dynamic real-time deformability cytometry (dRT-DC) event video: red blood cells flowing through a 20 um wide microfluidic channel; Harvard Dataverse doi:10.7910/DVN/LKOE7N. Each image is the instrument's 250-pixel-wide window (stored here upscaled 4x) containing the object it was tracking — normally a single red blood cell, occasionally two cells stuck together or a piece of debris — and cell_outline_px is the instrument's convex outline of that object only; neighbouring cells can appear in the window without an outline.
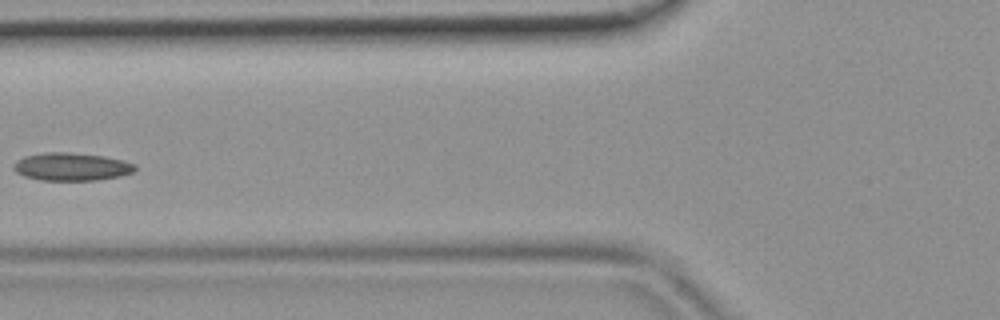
{"species": "common noctule bat (a hibernating species)", "species_latin": "Nyctalus noctula", "temperature_condition": "room temperature", "stored_images_in_passage": 5, "camera_frame_rate_fps": 3000, "um_per_image_px": 0.085, "animal": {"sex": "female", "body_mass_g": 19.9}, "frame": {"image": 1, "passage_image": 5, "time_ms": 1.333, "image_size_px": [1000, 320], "cell_outline_px": [[136, 168], [132, 172], [120, 176], [96, 180], [40, 180], [24, 176], [16, 172], [12, 168], [16, 160], [24, 156], [44, 152], [68, 152], [104, 156], [136, 164]], "centroid_in_image_um": [6.04, 14.16], "position_along_channel_um": 119.8, "area_um2": 19.71}}